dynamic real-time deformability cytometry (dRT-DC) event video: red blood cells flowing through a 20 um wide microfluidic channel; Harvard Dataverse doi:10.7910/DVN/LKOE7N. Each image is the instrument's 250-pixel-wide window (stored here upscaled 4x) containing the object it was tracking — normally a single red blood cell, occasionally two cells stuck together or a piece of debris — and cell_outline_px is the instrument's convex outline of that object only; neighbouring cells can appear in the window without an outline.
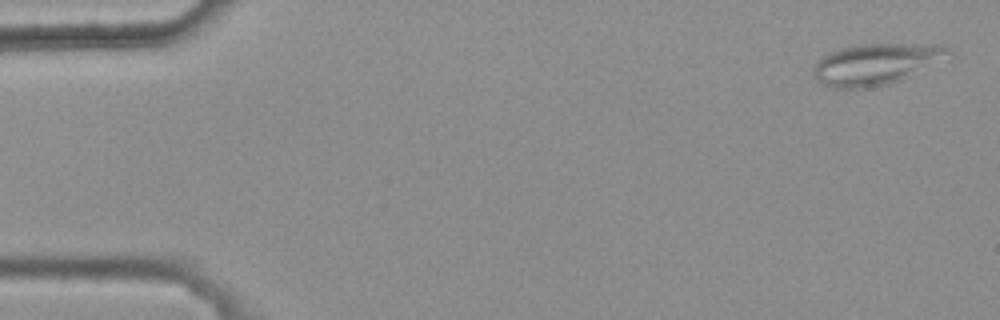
{"species": "common noctule bat (a hibernating species)", "species_latin": "Nyctalus noctula", "temperature_condition": "warm", "stored_images_in_passage": 4, "camera_frame_rate_fps": 3000, "um_per_image_px": 0.085, "animal": {"sex": "female", "body_mass_g": 25.1}, "frame": {"image": 1, "passage_image": 1, "time_ms": 0.0, "image_size_px": [1000, 320], "cell_outline_px": [[952, 56], [900, 80], [888, 84], [864, 88], [836, 88], [820, 84], [812, 76], [816, 64], [820, 56], [840, 48], [860, 44], [944, 44], [952, 52]], "centroid_in_image_um": [74.46, 5.43], "position_along_channel_um": 10.5, "area_um2": 32.54}}